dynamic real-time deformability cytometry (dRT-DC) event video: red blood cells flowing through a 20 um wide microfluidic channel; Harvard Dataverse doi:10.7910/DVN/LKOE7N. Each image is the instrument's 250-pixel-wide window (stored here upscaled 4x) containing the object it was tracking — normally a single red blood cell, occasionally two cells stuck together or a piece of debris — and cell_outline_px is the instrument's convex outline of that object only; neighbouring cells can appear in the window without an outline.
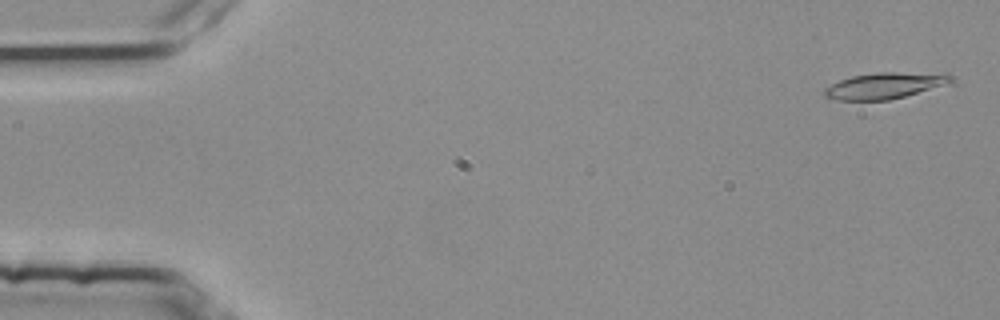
{"species": "common noctule bat (a hibernating species)", "species_latin": "Nyctalus noctula", "temperature_condition": "room temperature", "stored_images_in_passage": 4, "camera_frame_rate_fps": 3000, "um_per_image_px": 0.085, "animal": {"sex": "female", "body_mass_g": 25.1}, "frame": {"image": 1, "passage_image": 1, "time_ms": 0.0, "image_size_px": [1000, 320], "cell_outline_px": [[952, 80], [904, 96], [888, 100], [836, 100], [824, 96], [820, 92], [824, 88], [840, 80], [852, 76], [876, 72], [948, 72], [952, 76]], "centroid_in_image_um": [75.12, 7.25], "position_along_channel_um": 9.9, "area_um2": 19.13}}